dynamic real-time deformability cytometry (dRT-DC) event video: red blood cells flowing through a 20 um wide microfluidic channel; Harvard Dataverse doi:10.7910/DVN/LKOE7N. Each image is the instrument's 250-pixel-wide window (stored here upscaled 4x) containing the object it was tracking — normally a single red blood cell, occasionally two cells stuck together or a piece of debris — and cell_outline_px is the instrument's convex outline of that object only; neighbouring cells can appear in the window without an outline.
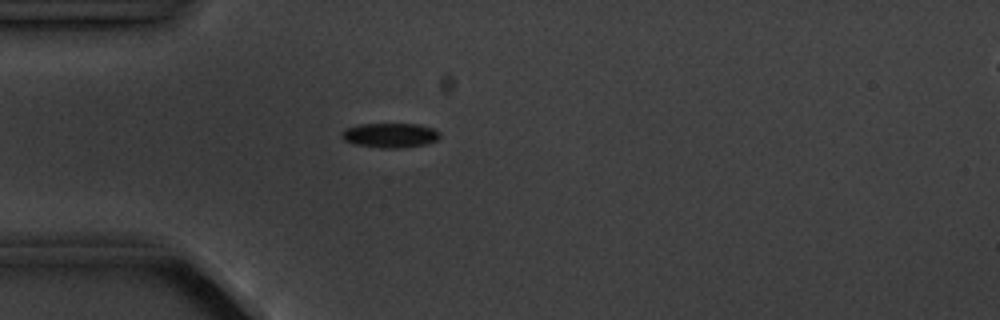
{"species": "common noctule bat (a hibernating species)", "species_latin": "Nyctalus noctula", "temperature_condition": "cold", "stored_images_in_passage": 1, "camera_frame_rate_fps": 3000, "um_per_image_px": 0.085, "animal": {"sex": "male", "body_mass_g": 20.1, "forearm_length_mm": 53.5}, "frame": {"image": 1, "passage_image": 1, "time_ms": 0.0, "image_size_px": [1000, 320], "cell_outline_px": [[440, 136], [436, 140], [428, 144], [400, 148], [380, 148], [356, 144], [344, 140], [340, 136], [340, 132], [344, 128], [360, 124], [420, 124], [432, 128], [440, 132]], "centroid_in_image_um": [33.14, 11.5], "position_along_channel_um": 51.9, "area_um2": 14.22}}